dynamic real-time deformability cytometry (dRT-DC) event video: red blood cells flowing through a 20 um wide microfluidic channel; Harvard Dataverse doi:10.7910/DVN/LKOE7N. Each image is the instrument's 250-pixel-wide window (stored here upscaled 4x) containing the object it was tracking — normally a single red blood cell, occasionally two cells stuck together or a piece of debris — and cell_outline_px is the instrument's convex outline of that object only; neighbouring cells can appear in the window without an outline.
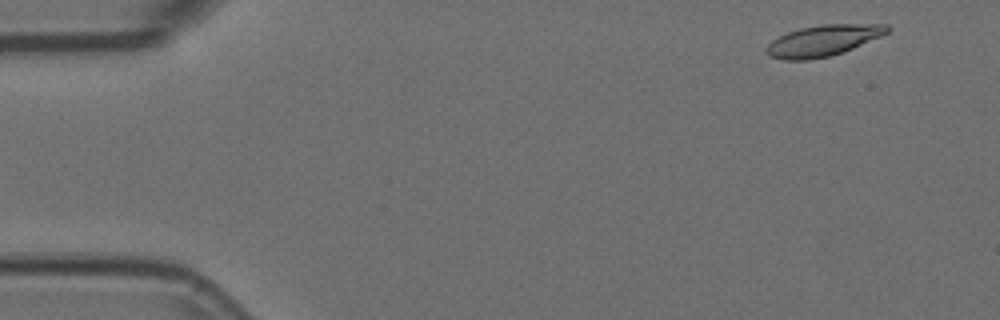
{"species": "Egyptian fruit bat (a non-hibernating species)", "species_latin": "Rousettus aegyptiacus", "temperature_condition": "room temperature", "stored_images_in_passage": 5, "camera_frame_rate_fps": 3000, "um_per_image_px": 0.085, "animal": {"sex": "female"}, "frame": {"image": 1, "passage_image": 1, "time_ms": 0.0, "image_size_px": [1000, 320], "cell_outline_px": [[892, 28], [888, 32], [880, 36], [852, 48], [828, 56], [808, 60], [784, 60], [768, 56], [764, 48], [772, 40], [788, 32], [800, 28], [824, 24], [888, 24]], "centroid_in_image_um": [69.93, 3.44], "position_along_channel_um": 15.1, "area_um2": 21.68}}